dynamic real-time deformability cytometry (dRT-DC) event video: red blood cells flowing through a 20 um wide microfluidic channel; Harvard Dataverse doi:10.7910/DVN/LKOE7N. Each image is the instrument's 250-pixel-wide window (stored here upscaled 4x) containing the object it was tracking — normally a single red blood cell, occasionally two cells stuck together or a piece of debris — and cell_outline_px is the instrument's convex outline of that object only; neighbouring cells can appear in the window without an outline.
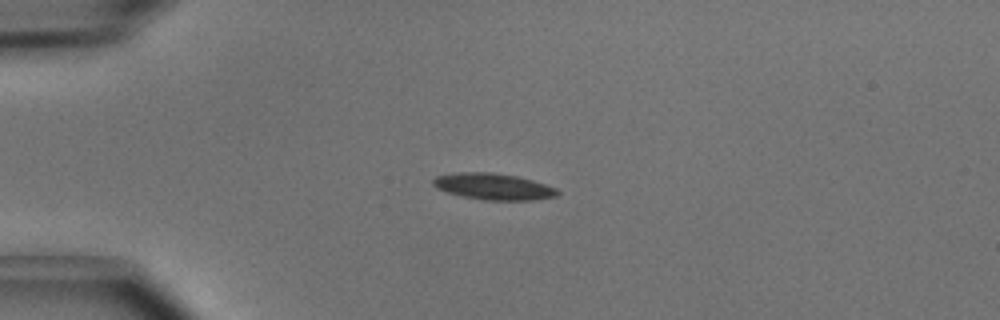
{"species": "common noctule bat (a hibernating species)", "species_latin": "Nyctalus noctula", "temperature_condition": "cold", "stored_images_in_passage": 3, "camera_frame_rate_fps": 3000, "um_per_image_px": 0.085, "animal": {"sex": "male", "body_mass_g": 15.6}, "frame": {"image": 1, "passage_image": 1, "time_ms": 0.0, "image_size_px": [1000, 320], "cell_outline_px": [[560, 192], [556, 196], [532, 200], [484, 200], [460, 196], [436, 188], [432, 184], [432, 180], [436, 176], [456, 172], [492, 172], [516, 176], [532, 180], [556, 188]], "centroid_in_image_um": [41.9, 15.85], "position_along_channel_um": 43.1, "area_um2": 19.13}}